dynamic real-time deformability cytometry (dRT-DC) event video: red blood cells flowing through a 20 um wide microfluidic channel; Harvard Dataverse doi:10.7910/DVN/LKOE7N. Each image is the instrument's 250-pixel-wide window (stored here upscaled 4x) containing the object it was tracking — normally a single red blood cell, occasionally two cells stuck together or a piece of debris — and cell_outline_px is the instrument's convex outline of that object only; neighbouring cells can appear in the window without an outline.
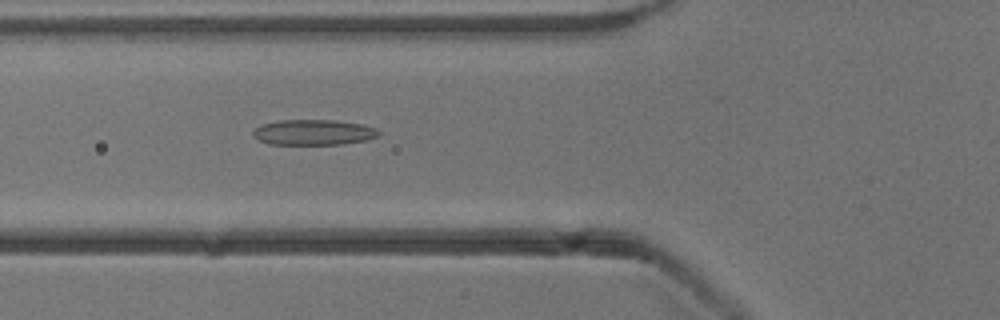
{"species": "common noctule bat (a hibernating species)", "species_latin": "Nyctalus noctula", "temperature_condition": "cold", "stored_images_in_passage": 38, "camera_frame_rate_fps": 3000, "um_per_image_px": 0.085, "animal": {"sex": "male", "body_mass_g": 13.3}, "frame": {"image": 1, "passage_image": 5, "time_ms": 1.333, "image_size_px": [1000, 320], "cell_outline_px": [[380, 136], [364, 140], [344, 144], [268, 144], [252, 136], [252, 132], [260, 124], [280, 120], [332, 120], [360, 124], [376, 128], [380, 132]], "centroid_in_image_um": [26.63, 11.25], "position_along_channel_um": 99.2, "area_um2": 18.61}}
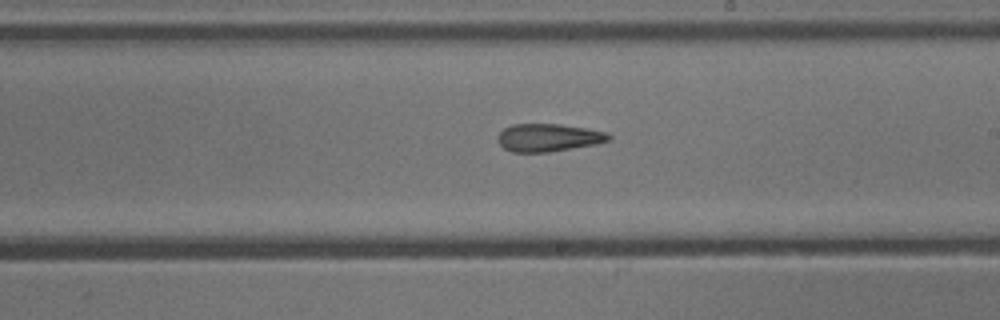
{"frame": {"image": 2, "passage_image": 16, "time_ms": 5.0, "image_size_px": [1000, 320], "cell_outline_px": [[612, 140], [596, 144], [548, 152], [512, 152], [504, 148], [496, 140], [496, 136], [504, 128], [512, 124], [560, 124], [608, 132], [612, 136]], "centroid_in_image_um": [46.61, 11.69], "position_along_channel_um": 242.4, "area_um2": 18.09}}
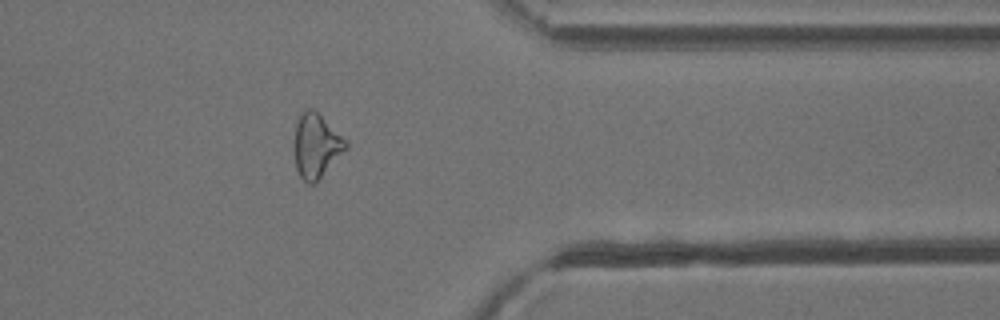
{"frame": {"image": 3, "passage_image": 28, "time_ms": 9.0, "image_size_px": [1000, 320], "cell_outline_px": [[348, 148], [316, 184], [308, 184], [300, 176], [296, 168], [296, 124], [300, 116], [308, 108], [312, 108], [348, 140]], "centroid_in_image_um": [26.94, 12.43], "position_along_channel_um": 384.5, "area_um2": 19.07}, "authors_computed_cell_mechanics": {"area_um2": 18.6694, "velocity_mm_per_s": 3.889, "shape_relaxation_time_tau1_ms": null, "shape_relaxation_time_tau2_ms": 4.9718, "deformation_change_tau1": null, "deformation_change_tau2": 0.1663}}